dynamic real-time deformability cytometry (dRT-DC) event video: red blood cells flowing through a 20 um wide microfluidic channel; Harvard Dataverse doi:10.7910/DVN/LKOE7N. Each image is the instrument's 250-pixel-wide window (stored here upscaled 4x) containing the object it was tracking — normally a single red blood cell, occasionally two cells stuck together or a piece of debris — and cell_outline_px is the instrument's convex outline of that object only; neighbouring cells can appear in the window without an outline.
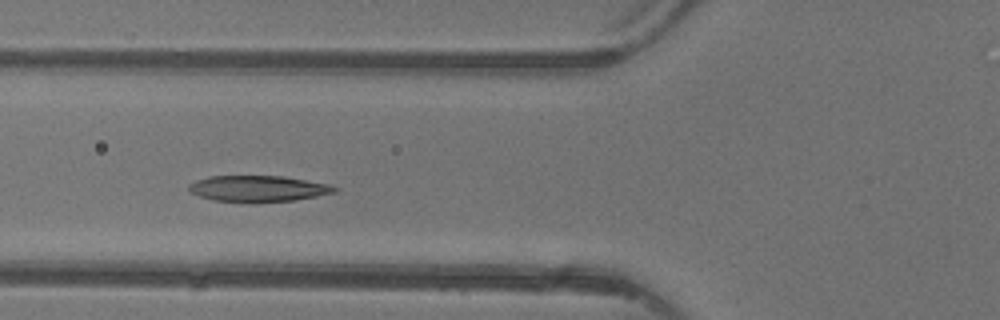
{"species": "common noctule bat (a hibernating species)", "species_latin": "Nyctalus noctula", "temperature_condition": "warm", "stored_images_in_passage": 4, "camera_frame_rate_fps": 3000, "um_per_image_px": 0.085, "animal": {"sex": "female"}, "frame": {"image": 1, "passage_image": 4, "time_ms": 3.333, "image_size_px": [1000, 320], "cell_outline_px": [[336, 192], [296, 200], [256, 204], [252, 204], [216, 200], [200, 196], [188, 192], [188, 184], [196, 180], [208, 176], [284, 176], [328, 184], [336, 188]], "centroid_in_image_um": [21.89, 16.05], "position_along_channel_um": 103.9, "area_um2": 22.6}}